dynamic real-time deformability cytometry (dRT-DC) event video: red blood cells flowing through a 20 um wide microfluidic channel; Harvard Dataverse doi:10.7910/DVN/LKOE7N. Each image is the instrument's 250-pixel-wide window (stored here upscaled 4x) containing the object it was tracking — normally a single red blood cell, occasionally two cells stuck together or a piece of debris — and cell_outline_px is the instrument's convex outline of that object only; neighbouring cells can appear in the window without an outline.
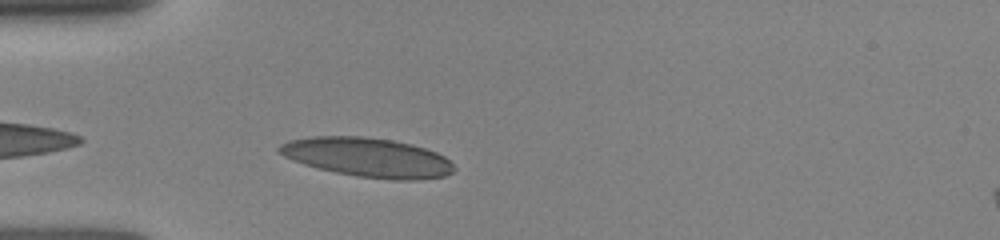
{"species": "human", "species_latin": "Homo sapiens", "temperature_condition": "room temperature", "stored_images_in_passage": 20, "camera_frame_rate_fps": 3000, "um_per_image_px": 0.085, "donor": {"sex": "female"}, "frame": {"image": 1, "passage_image": 2, "time_ms": 0.333, "image_size_px": [1000, 240], "cell_outline_px": [[456, 168], [452, 172], [444, 176], [416, 180], [392, 180], [356, 176], [316, 168], [292, 160], [276, 152], [276, 148], [280, 144], [288, 140], [312, 136], [364, 136], [392, 140], [412, 144], [436, 152], [444, 156]], "centroid_in_image_um": [31.21, 13.37], "position_along_channel_um": 53.8, "area_um2": 40.17}}
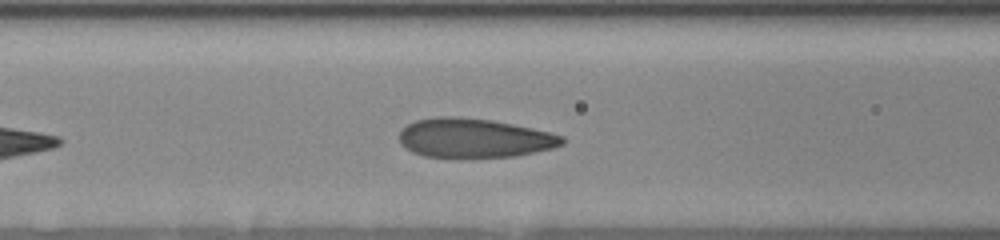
{"frame": {"image": 2, "passage_image": 9, "time_ms": 2.333, "image_size_px": [1000, 240], "cell_outline_px": [[564, 144], [552, 148], [516, 156], [424, 156], [412, 152], [404, 148], [400, 144], [400, 132], [408, 124], [416, 120], [440, 116], [452, 116], [492, 120], [512, 124], [548, 132], [564, 136]], "centroid_in_image_um": [40.29, 11.72], "position_along_channel_um": 126.3, "area_um2": 36.65}}
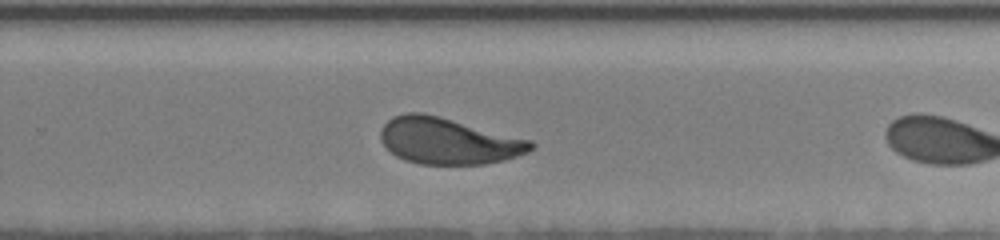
{"frame": {"image": 3, "passage_image": 19, "time_ms": 5.333, "image_size_px": [1000, 240], "cell_outline_px": [[536, 148], [528, 152], [504, 160], [484, 164], [420, 164], [404, 160], [396, 156], [380, 140], [380, 132], [384, 124], [392, 116], [408, 112], [420, 112], [440, 116], [532, 140], [536, 144]], "centroid_in_image_um": [38.12, 11.98], "position_along_channel_um": 291.7, "area_um2": 40.75}}